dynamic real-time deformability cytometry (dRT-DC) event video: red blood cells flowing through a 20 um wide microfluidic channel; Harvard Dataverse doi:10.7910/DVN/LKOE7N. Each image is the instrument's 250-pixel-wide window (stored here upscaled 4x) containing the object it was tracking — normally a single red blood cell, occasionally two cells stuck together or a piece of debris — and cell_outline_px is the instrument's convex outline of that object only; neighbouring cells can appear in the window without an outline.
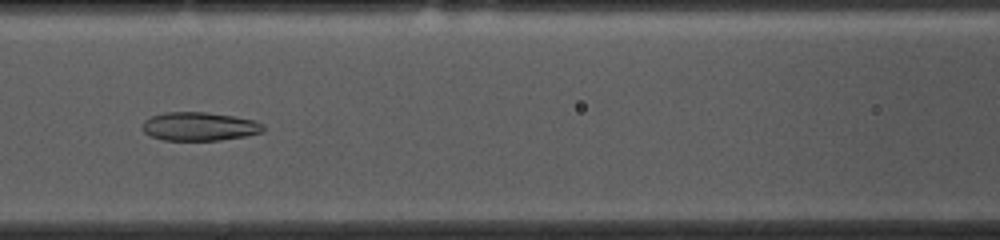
{"species": "common noctule bat (a hibernating species)", "species_latin": "Nyctalus noctula", "temperature_condition": "cold", "stored_images_in_passage": 53, "camera_frame_rate_fps": 3000, "um_per_image_px": 0.085, "animal": {"sex": "female", "body_mass_g": 10.0, "forearm_length_mm": 53.1}, "frame": {"image": 1, "passage_image": 22, "time_ms": 7.0, "image_size_px": [1000, 240], "cell_outline_px": [[264, 132], [248, 136], [220, 140], [164, 140], [152, 136], [144, 132], [144, 120], [152, 116], [164, 112], [204, 112], [232, 116], [256, 120], [264, 124]], "centroid_in_image_um": [17.01, 10.75], "position_along_channel_um": 149.6, "area_um2": 20.11}}
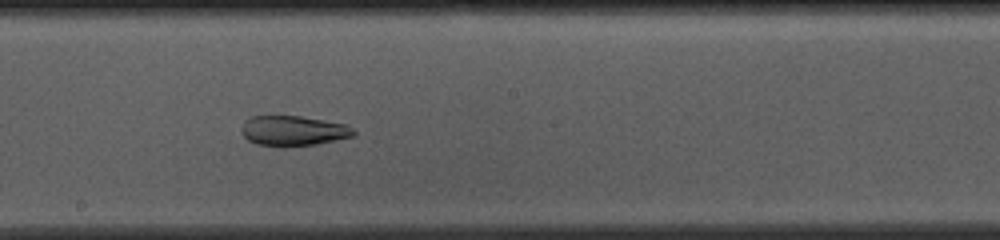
{"frame": {"image": 2, "passage_image": 28, "time_ms": 9.0, "image_size_px": [1000, 240], "cell_outline_px": [[356, 132], [352, 136], [336, 140], [316, 144], [284, 148], [256, 144], [248, 140], [240, 132], [240, 128], [244, 120], [252, 116], [300, 116], [324, 120], [344, 124], [352, 128]], "centroid_in_image_um": [24.86, 11.13], "position_along_channel_um": 223.3, "area_um2": 19.94}}
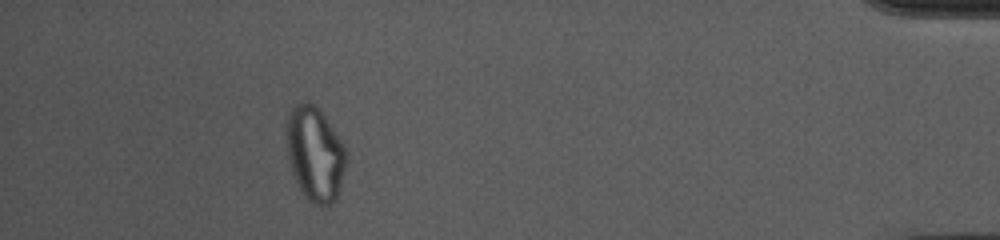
{"frame": {"image": 3, "passage_image": 48, "time_ms": 15.667, "image_size_px": [1000, 240], "cell_outline_px": [[348, 152], [344, 172], [336, 200], [332, 204], [316, 204], [308, 200], [300, 188], [292, 172], [288, 160], [284, 132], [288, 112], [300, 100], [308, 100], [324, 116], [336, 132], [344, 144]], "centroid_in_image_um": [26.75, 13.03], "position_along_channel_um": 408.5, "area_um2": 33.18}, "authors_computed_cell_mechanics": {"area_um2": 26.01, "velocity_mm_per_s": 3.6947, "shape_relaxation_time_tau1_ms": null, "shape_relaxation_time_tau2_ms": 2.2332, "deformation_change_tau1": null, "deformation_change_tau2": 0.0812}}